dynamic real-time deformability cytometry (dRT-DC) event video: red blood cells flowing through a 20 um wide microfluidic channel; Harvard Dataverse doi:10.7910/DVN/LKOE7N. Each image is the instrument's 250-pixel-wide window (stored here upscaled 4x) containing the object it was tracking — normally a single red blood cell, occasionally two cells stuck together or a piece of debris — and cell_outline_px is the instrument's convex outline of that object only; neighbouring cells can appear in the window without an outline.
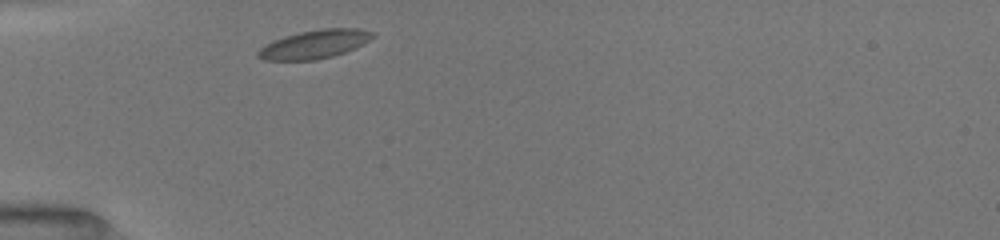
{"species": "common noctule bat (a hibernating species)", "species_latin": "Nyctalus noctula", "temperature_condition": "room temperature", "stored_images_in_passage": 32, "camera_frame_rate_fps": 3000, "um_per_image_px": 0.085, "animal": {"sex": "female", "body_mass_g": 19.5, "forearm_length_mm": 54.1}, "frame": {"image": 1, "passage_image": 1, "time_ms": 0.0, "image_size_px": [1000, 240], "cell_outline_px": [[376, 36], [344, 52], [332, 56], [312, 60], [264, 60], [256, 56], [256, 52], [264, 44], [284, 36], [300, 32], [320, 28], [360, 28], [372, 32]], "centroid_in_image_um": [26.68, 3.75], "position_along_channel_um": 58.3, "area_um2": 18.9}}
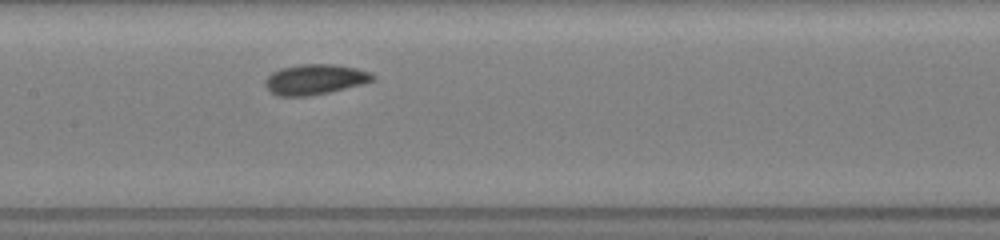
{"frame": {"image": 2, "passage_image": 14, "time_ms": 3.333, "image_size_px": [1000, 240], "cell_outline_px": [[376, 76], [372, 80], [360, 84], [328, 92], [304, 96], [276, 96], [264, 84], [268, 76], [272, 72], [280, 68], [300, 64], [332, 64], [356, 68], [372, 72]], "centroid_in_image_um": [26.75, 6.73], "position_along_channel_um": 180.6, "area_um2": 18.73}}
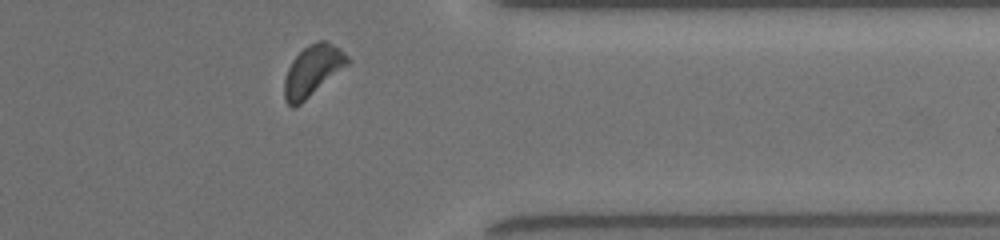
{"frame": {"image": 3, "passage_image": 28, "time_ms": 8.667, "image_size_px": [1000, 240], "cell_outline_px": [[352, 60], [348, 64], [300, 104], [292, 108], [284, 100], [284, 80], [288, 68], [292, 60], [308, 44], [316, 40], [324, 40], [340, 48]], "centroid_in_image_um": [26.56, 5.99], "position_along_channel_um": 384.8, "area_um2": 18.55}, "authors_computed_cell_mechanics": {"area_um2": 18.3804, "velocity_mm_per_s": 3.969, "shape_relaxation_time_tau1_ms": 1.2149, "shape_relaxation_time_tau2_ms": 7.2789, "deformation_change_tau1": 0.0712, "deformation_change_tau2": 0.0986}}